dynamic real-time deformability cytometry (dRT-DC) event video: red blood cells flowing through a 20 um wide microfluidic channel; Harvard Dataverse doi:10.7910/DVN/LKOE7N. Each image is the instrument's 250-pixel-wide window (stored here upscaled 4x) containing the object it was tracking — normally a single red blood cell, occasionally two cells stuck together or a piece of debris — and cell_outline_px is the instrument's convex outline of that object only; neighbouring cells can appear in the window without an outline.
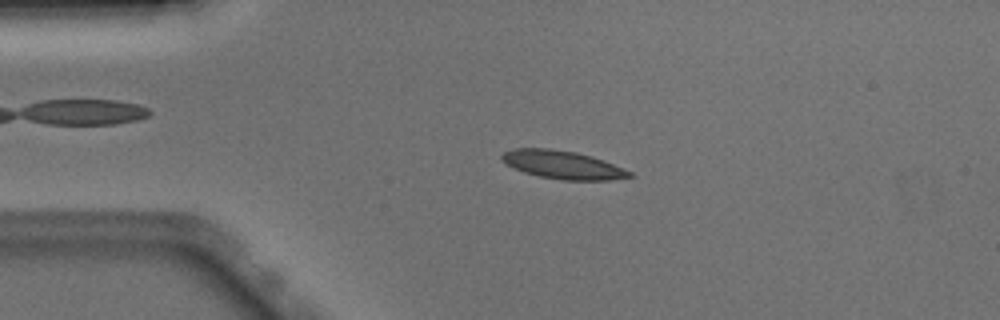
{"species": "Egyptian fruit bat (a non-hibernating species)", "species_latin": "Rousettus aegyptiacus", "temperature_condition": "warm", "stored_images_in_passage": 50, "camera_frame_rate_fps": 3000, "um_per_image_px": 0.085, "animal": {"sex": "male"}, "frame": {"image": 1, "passage_image": 10, "time_ms": 3.0, "image_size_px": [1000, 320], "cell_outline_px": [[632, 176], [608, 180], [564, 180], [540, 176], [524, 172], [500, 160], [500, 156], [504, 152], [516, 148], [548, 148], [576, 152], [592, 156], [604, 160], [632, 172]], "centroid_in_image_um": [47.82, 14.0], "position_along_channel_um": 37.2, "area_um2": 20.75}}
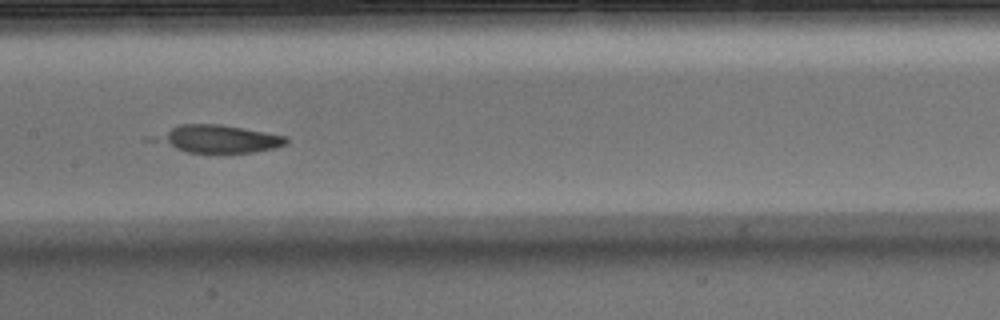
{"frame": {"image": 2, "passage_image": 24, "time_ms": 7.667, "image_size_px": [1000, 320], "cell_outline_px": [[288, 144], [276, 148], [252, 152], [220, 156], [216, 156], [188, 152], [144, 140], [144, 136], [180, 124], [216, 124], [288, 136]], "centroid_in_image_um": [18.37, 11.85], "position_along_channel_um": 189.0, "area_um2": 22.66}}
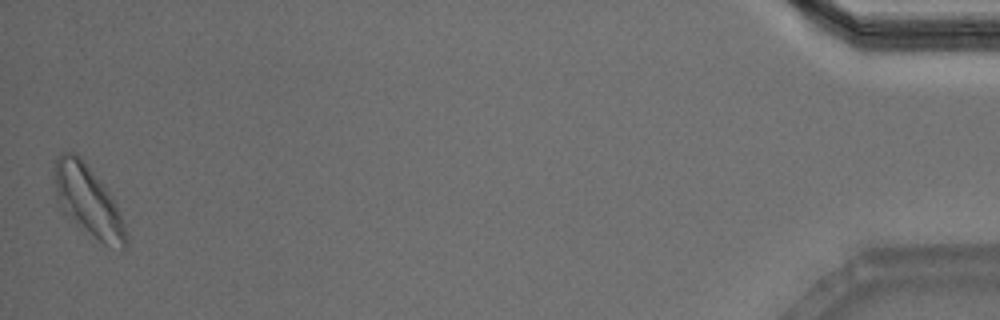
{"frame": {"image": 3, "passage_image": 50, "time_ms": 16.333, "image_size_px": [1000, 320], "cell_outline_px": [[128, 244], [120, 252], [104, 244], [76, 224], [60, 212], [56, 200], [52, 176], [52, 172], [56, 156], [60, 152], [76, 152], [84, 160], [100, 180], [108, 192], [124, 224], [128, 240]], "centroid_in_image_um": [7.41, 17.06], "position_along_channel_um": 427.8, "area_um2": 30.0}}